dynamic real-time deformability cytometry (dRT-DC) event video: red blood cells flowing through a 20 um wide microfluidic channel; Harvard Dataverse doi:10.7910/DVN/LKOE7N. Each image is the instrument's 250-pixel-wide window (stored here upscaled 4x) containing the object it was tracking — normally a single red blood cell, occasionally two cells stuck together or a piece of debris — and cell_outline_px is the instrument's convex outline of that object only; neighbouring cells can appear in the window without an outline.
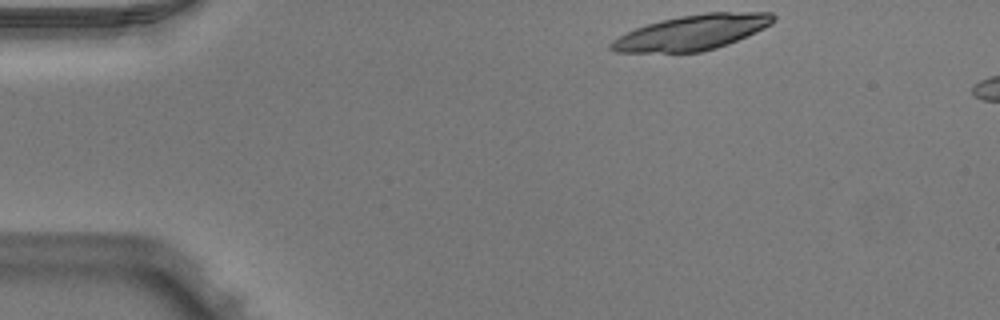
{"species": "Egyptian fruit bat (a non-hibernating species)", "species_latin": "Rousettus aegyptiacus", "temperature_condition": "warm", "stored_images_in_passage": 44, "camera_frame_rate_fps": 3000, "um_per_image_px": 0.085, "animal": {"sex": "male"}, "frame": {"image": 1, "passage_image": 1, "time_ms": 0.0, "image_size_px": [1000, 320], "cell_outline_px": [[776, 20], [772, 24], [756, 32], [728, 44], [716, 48], [700, 52], [616, 52], [608, 48], [608, 44], [612, 40], [636, 28], [660, 20], [680, 16], [708, 12], [772, 12], [776, 16]], "centroid_in_image_um": [58.86, 2.75], "position_along_channel_um": 26.1, "area_um2": 33.12}}